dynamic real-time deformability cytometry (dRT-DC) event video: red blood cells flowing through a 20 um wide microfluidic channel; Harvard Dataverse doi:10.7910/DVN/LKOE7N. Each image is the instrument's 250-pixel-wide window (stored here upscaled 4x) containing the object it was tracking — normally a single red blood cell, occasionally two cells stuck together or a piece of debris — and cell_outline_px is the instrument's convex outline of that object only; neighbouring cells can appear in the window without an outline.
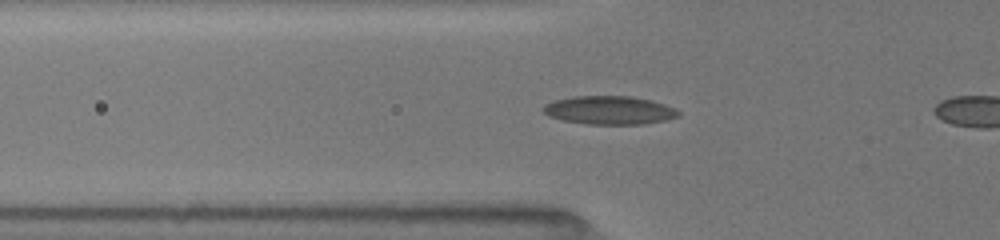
{"species": "common noctule bat (a hibernating species)", "species_latin": "Nyctalus noctula", "temperature_condition": "room temperature", "stored_images_in_passage": 50, "camera_frame_rate_fps": 3000, "um_per_image_px": 0.085, "animal": {"sex": "female", "body_mass_g": 19.5, "forearm_length_mm": 54.1}, "frame": {"image": 1, "passage_image": 13, "time_ms": 5.0, "image_size_px": [1000, 240], "cell_outline_px": [[680, 116], [664, 120], [644, 124], [588, 124], [564, 120], [548, 116], [540, 108], [544, 104], [556, 100], [572, 96], [632, 96], [652, 100], [676, 108], [680, 112]], "centroid_in_image_um": [51.8, 9.36], "position_along_channel_um": 74.0, "area_um2": 22.48}}
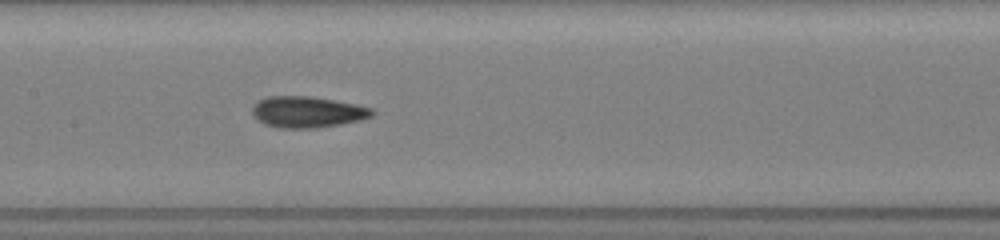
{"frame": {"image": 2, "passage_image": 24, "time_ms": 7.667, "image_size_px": [1000, 240], "cell_outline_px": [[376, 112], [372, 116], [360, 120], [340, 124], [316, 128], [280, 128], [268, 124], [260, 120], [252, 112], [252, 104], [268, 96], [312, 96], [356, 104], [372, 108]], "centroid_in_image_um": [26.16, 9.51], "position_along_channel_um": 181.2, "area_um2": 21.68}}
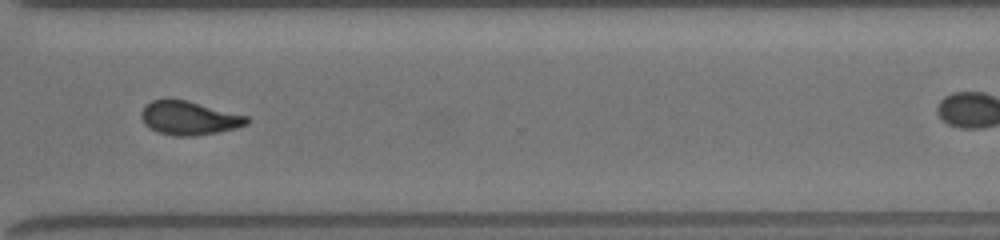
{"frame": {"image": 3, "passage_image": 49, "time_ms": 12.0, "image_size_px": [1000, 240], "cell_outline_px": [[252, 120], [248, 124], [236, 128], [216, 132], [192, 136], [172, 136], [156, 132], [148, 128], [144, 124], [140, 116], [140, 112], [144, 104], [152, 100], [168, 96], [248, 116]], "centroid_in_image_um": [15.99, 10.01], "position_along_channel_um": 354.6, "area_um2": 21.21}}